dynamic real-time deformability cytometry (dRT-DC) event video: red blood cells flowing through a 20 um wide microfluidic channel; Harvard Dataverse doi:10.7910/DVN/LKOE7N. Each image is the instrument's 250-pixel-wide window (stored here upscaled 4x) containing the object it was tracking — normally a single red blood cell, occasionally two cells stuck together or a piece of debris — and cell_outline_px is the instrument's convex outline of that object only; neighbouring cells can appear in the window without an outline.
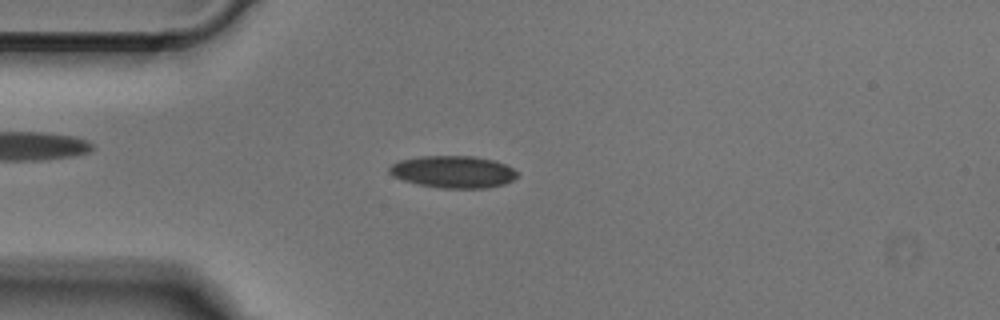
{"species": "Egyptian fruit bat (a non-hibernating species)", "species_latin": "Rousettus aegyptiacus", "temperature_condition": "cold", "stored_images_in_passage": 43, "camera_frame_rate_fps": 3000, "um_per_image_px": 0.085, "animal": {"sex": "male"}, "frame": {"image": 1, "passage_image": 6, "time_ms": 1.667, "image_size_px": [1000, 320], "cell_outline_px": [[520, 172], [512, 180], [504, 184], [488, 188], [440, 188], [420, 184], [404, 180], [392, 176], [388, 172], [388, 168], [392, 164], [400, 160], [420, 156], [472, 156], [492, 160], [504, 164]], "centroid_in_image_um": [38.51, 14.6], "position_along_channel_um": 46.5, "area_um2": 23.87}}
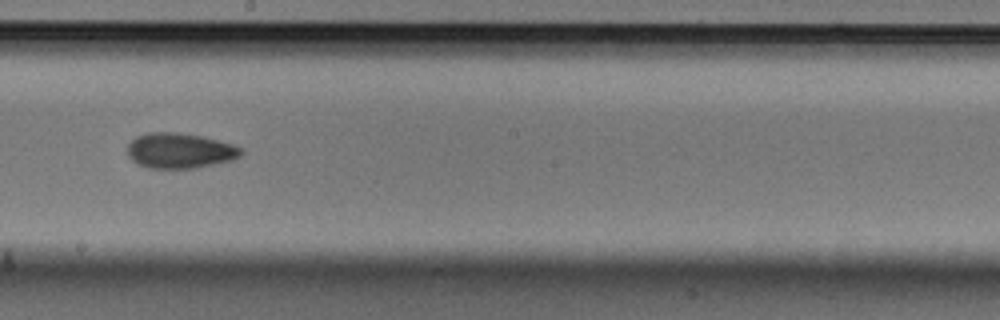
{"frame": {"image": 2, "passage_image": 21, "time_ms": 6.667, "image_size_px": [1000, 320], "cell_outline_px": [[244, 152], [240, 156], [232, 160], [196, 168], [148, 168], [132, 160], [128, 156], [128, 144], [136, 136], [148, 132], [176, 132], [204, 136], [232, 144], [244, 148]], "centroid_in_image_um": [15.31, 12.8], "position_along_channel_um": 232.9, "area_um2": 23.52}}
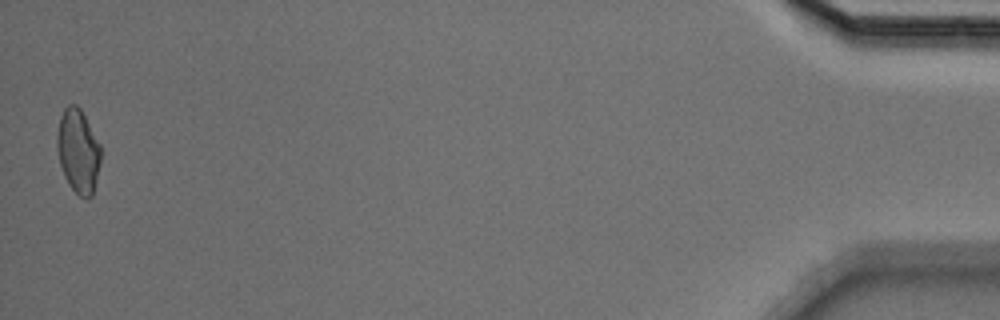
{"frame": {"image": 3, "passage_image": 43, "time_ms": 14.0, "image_size_px": [1000, 320], "cell_outline_px": [[100, 164], [92, 196], [88, 200], [84, 200], [68, 184], [64, 176], [60, 164], [56, 148], [56, 136], [60, 116], [64, 108], [68, 104], [76, 104], [80, 108], [100, 144]], "centroid_in_image_um": [6.62, 12.85], "position_along_channel_um": 428.6, "area_um2": 21.5}}